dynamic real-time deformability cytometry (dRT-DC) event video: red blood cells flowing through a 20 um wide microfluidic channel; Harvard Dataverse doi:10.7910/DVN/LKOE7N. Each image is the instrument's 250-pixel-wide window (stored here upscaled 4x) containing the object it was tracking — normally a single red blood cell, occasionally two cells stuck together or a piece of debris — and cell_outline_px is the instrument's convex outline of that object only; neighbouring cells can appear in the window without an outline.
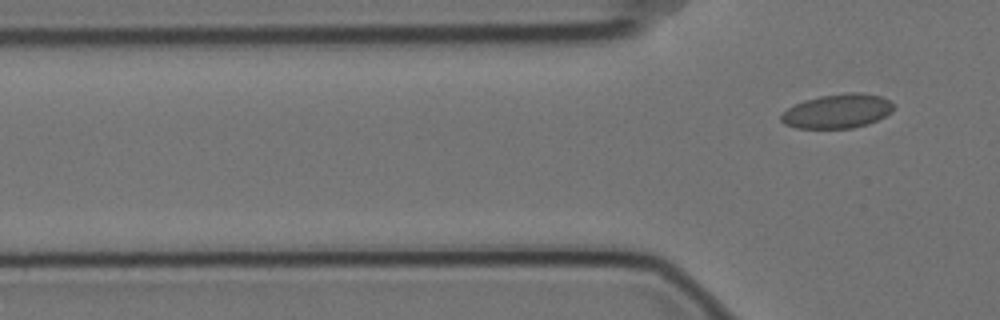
{"species": "Egyptian fruit bat (a non-hibernating species)", "species_latin": "Rousettus aegyptiacus", "temperature_condition": "cold", "stored_images_in_passage": 6, "segment_of_instrument_passage": [2, 2], "camera_frame_rate_fps": 3000, "um_per_image_px": 0.085, "animal": {"sex": "female"}, "frame": {"image": 1, "passage_image": 6, "time_ms": 1.667, "image_size_px": [1000, 320], "cell_outline_px": [[892, 112], [868, 124], [852, 128], [796, 128], [784, 124], [780, 120], [780, 116], [788, 108], [804, 100], [820, 96], [848, 92], [860, 92], [880, 96], [888, 100], [892, 104]], "centroid_in_image_um": [71.16, 9.45], "position_along_channel_um": 54.6, "area_um2": 22.25}}